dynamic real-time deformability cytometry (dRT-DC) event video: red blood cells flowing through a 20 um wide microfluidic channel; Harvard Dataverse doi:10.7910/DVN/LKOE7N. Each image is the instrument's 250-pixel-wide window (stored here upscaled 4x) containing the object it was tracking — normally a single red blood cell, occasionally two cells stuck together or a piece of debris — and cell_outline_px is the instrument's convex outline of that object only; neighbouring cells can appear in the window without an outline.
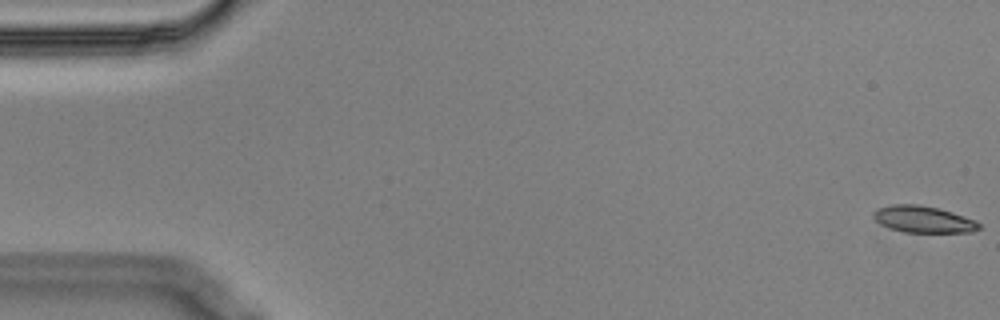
{"species": "Egyptian fruit bat (a non-hibernating species)", "species_latin": "Rousettus aegyptiacus", "temperature_condition": "cold", "stored_images_in_passage": 56, "segment_of_instrument_passage": [1, 2], "camera_frame_rate_fps": 3000, "um_per_image_px": 0.085, "animal": {"sex": "male"}, "frame": {"image": 1, "passage_image": 1, "time_ms": 0.0, "image_size_px": [1000, 320], "cell_outline_px": [[980, 228], [968, 232], [904, 232], [888, 228], [880, 224], [872, 216], [872, 212], [876, 208], [892, 204], [920, 204], [940, 208], [976, 220], [980, 224]], "centroid_in_image_um": [78.43, 18.63], "position_along_channel_um": 6.6, "area_um2": 16.59}}
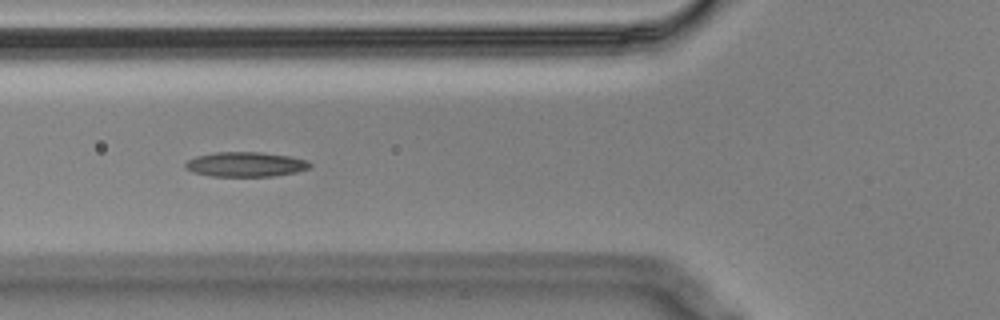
{"frame": {"image": 2, "passage_image": 21, "time_ms": 6.667, "image_size_px": [1000, 320], "cell_outline_px": [[312, 164], [308, 168], [296, 172], [272, 176], [212, 176], [192, 172], [184, 168], [184, 164], [188, 160], [196, 156], [212, 152], [260, 152], [288, 156], [304, 160]], "centroid_in_image_um": [20.8, 13.97], "position_along_channel_um": 105.0, "area_um2": 17.86}}
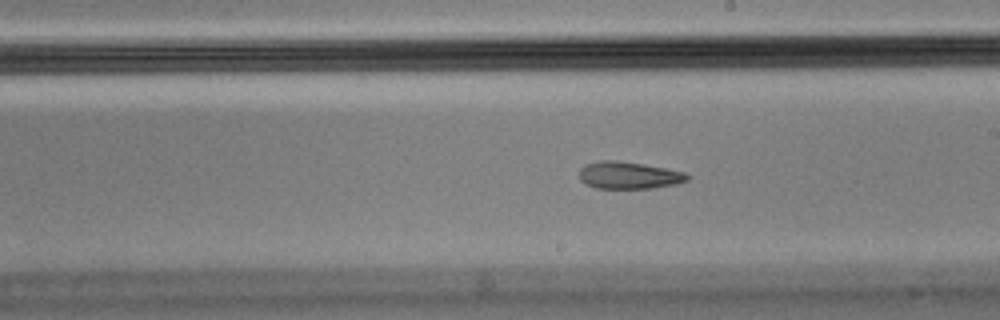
{"frame": {"image": 3, "passage_image": 32, "time_ms": 10.333, "image_size_px": [1000, 320], "cell_outline_px": [[688, 180], [676, 184], [652, 188], [596, 188], [584, 184], [580, 180], [580, 168], [584, 164], [600, 160], [616, 160], [644, 164], [684, 172], [688, 176]], "centroid_in_image_um": [53.4, 14.89], "position_along_channel_um": 235.6, "area_um2": 17.11}}